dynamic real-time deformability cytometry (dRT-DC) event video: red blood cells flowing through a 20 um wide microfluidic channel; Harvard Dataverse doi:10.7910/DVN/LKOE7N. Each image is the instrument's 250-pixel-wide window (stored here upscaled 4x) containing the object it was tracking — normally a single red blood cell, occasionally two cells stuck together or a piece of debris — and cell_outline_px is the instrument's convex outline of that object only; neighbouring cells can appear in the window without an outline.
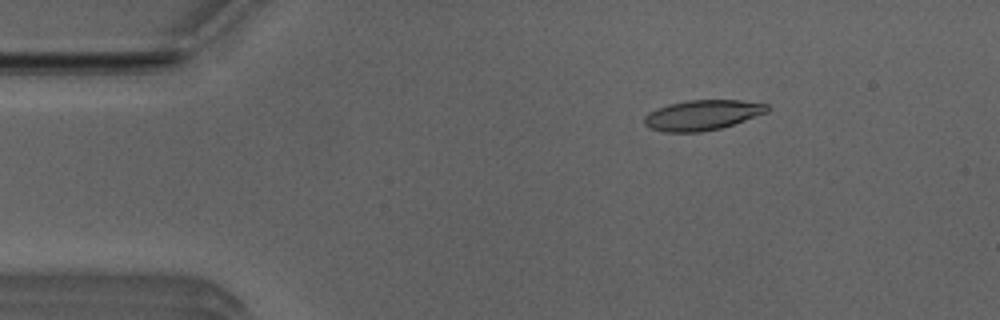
{"species": "Egyptian fruit bat (a non-hibernating species)", "species_latin": "Rousettus aegyptiacus", "temperature_condition": "room temperature", "stored_images_in_passage": 52, "camera_frame_rate_fps": 3000, "um_per_image_px": 0.085, "animal": {"sex": "male"}, "frame": {"image": 1, "passage_image": 8, "time_ms": 2.333, "image_size_px": [1000, 320], "cell_outline_px": [[768, 112], [720, 128], [700, 132], [664, 132], [652, 128], [644, 124], [644, 116], [648, 112], [656, 108], [668, 104], [688, 100], [740, 100], [768, 104]], "centroid_in_image_um": [59.67, 9.77], "position_along_channel_um": 25.3, "area_um2": 21.5}}
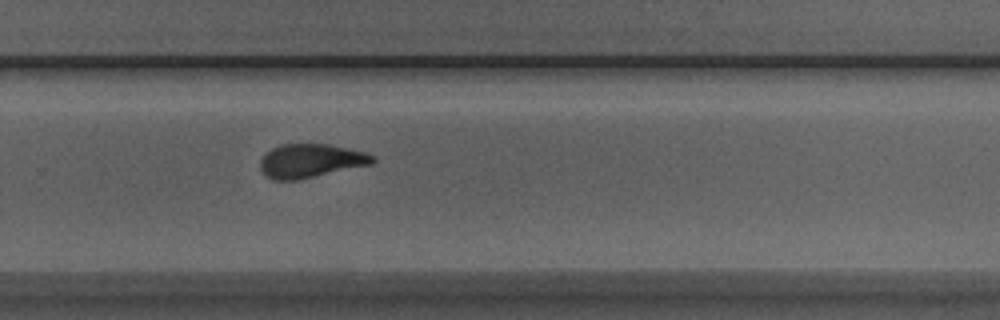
{"frame": {"image": 2, "passage_image": 34, "time_ms": 11.0, "image_size_px": [1000, 320], "cell_outline_px": [[376, 160], [372, 164], [300, 180], [276, 180], [268, 176], [260, 168], [260, 160], [264, 152], [280, 144], [328, 144], [364, 152], [376, 156]], "centroid_in_image_um": [26.41, 13.67], "position_along_channel_um": 303.4, "area_um2": 22.2}}
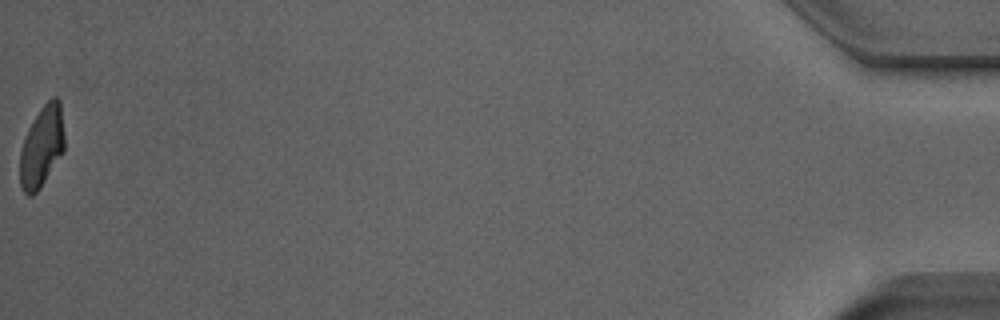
{"frame": {"image": 3, "passage_image": 52, "time_ms": 17.0, "image_size_px": [1000, 320], "cell_outline_px": [[64, 152], [40, 188], [32, 196], [28, 196], [24, 192], [20, 184], [20, 152], [24, 140], [40, 108], [52, 96], [56, 96], [60, 100], [64, 136]], "centroid_in_image_um": [3.57, 12.47], "position_along_channel_um": 431.6, "area_um2": 20.87}, "authors_computed_cell_mechanics": {"area_um2": 21.8484, "velocity_mm_per_s": 3.9328, "shape_relaxation_time_tau1_ms": 6.4321, "shape_relaxation_time_tau2_ms": 1.5286, "deformation_change_tau1": 0.1926, "deformation_change_tau2": 0.0878}}